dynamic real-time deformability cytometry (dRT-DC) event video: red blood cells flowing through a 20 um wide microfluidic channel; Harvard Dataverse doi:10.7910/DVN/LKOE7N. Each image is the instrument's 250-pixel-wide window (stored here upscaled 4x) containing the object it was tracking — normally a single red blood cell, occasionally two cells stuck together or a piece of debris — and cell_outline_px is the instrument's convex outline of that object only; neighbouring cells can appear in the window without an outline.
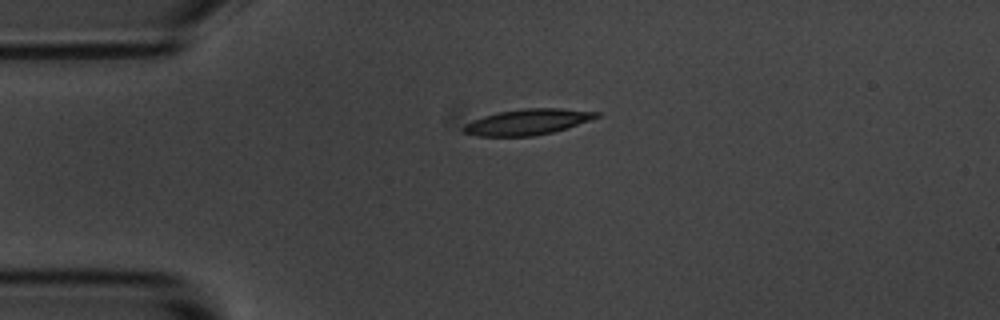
{"species": "common noctule bat (a hibernating species)", "species_latin": "Nyctalus noctula", "temperature_condition": "room temperature", "stored_images_in_passage": 2, "camera_frame_rate_fps": 3000, "um_per_image_px": 0.085, "animal": {"sex": "male", "body_mass_g": 20.1, "forearm_length_mm": 53.5}, "frame": {"image": 1, "passage_image": 1, "time_ms": 0.0, "image_size_px": [1000, 320], "cell_outline_px": [[600, 116], [592, 120], [568, 128], [552, 132], [532, 136], [476, 136], [464, 132], [460, 128], [464, 124], [472, 120], [496, 112], [524, 108], [560, 108], [600, 112]], "centroid_in_image_um": [44.84, 10.36], "position_along_channel_um": 40.2, "area_um2": 20.17}}